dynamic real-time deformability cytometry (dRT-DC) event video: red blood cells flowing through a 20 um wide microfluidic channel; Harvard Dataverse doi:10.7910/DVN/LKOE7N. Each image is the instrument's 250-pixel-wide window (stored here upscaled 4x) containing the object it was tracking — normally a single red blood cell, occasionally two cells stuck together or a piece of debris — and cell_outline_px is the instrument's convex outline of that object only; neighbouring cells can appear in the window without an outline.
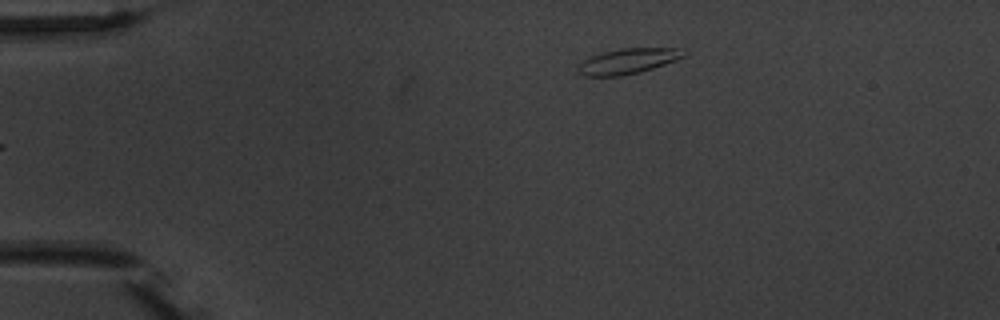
{"species": "common noctule bat (a hibernating species)", "species_latin": "Nyctalus noctula", "temperature_condition": "warm", "stored_images_in_passage": 5, "camera_frame_rate_fps": 3000, "um_per_image_px": 0.085, "animal": {"sex": "male", "body_mass_g": 20.1, "forearm_length_mm": 53.5}, "frame": {"image": 1, "passage_image": 5, "time_ms": 6.0, "image_size_px": [1000, 320], "cell_outline_px": [[684, 56], [676, 60], [640, 72], [624, 76], [584, 76], [576, 72], [576, 68], [588, 56], [604, 52], [624, 48], [680, 48]], "centroid_in_image_um": [53.3, 5.21], "position_along_channel_um": 31.7, "area_um2": 15.55}}